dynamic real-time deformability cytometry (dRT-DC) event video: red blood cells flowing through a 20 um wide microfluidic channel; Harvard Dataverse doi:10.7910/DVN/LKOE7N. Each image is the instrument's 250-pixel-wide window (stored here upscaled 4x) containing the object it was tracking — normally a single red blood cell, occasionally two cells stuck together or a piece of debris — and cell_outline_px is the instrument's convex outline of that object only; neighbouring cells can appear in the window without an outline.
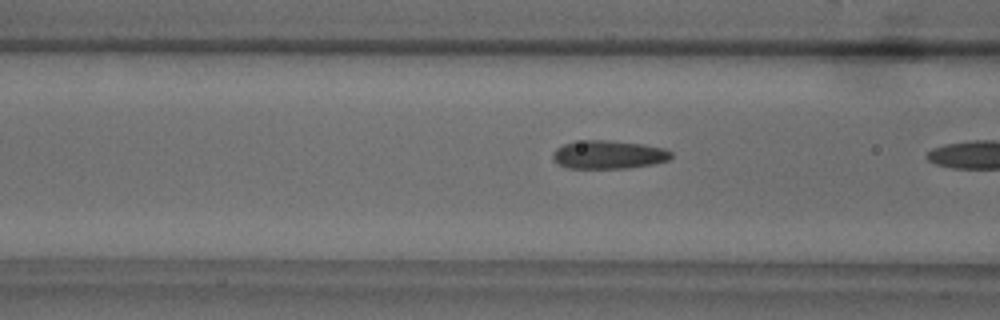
{"species": "common noctule bat (a hibernating species)", "species_latin": "Nyctalus noctula", "temperature_condition": "warm", "stored_images_in_passage": 18, "camera_frame_rate_fps": 3000, "um_per_image_px": 0.085, "animal": {"sex": "male", "body_mass_g": 18.8}, "frame": {"image": 1, "passage_image": 17, "time_ms": 5.333, "image_size_px": [1000, 320], "cell_outline_px": [[672, 156], [668, 160], [652, 164], [628, 168], [568, 168], [556, 164], [552, 160], [552, 152], [556, 148], [564, 144], [584, 140], [608, 140], [644, 144], [664, 148], [672, 152]], "centroid_in_image_um": [51.69, 13.14], "position_along_channel_um": 114.9, "area_um2": 19.71}}